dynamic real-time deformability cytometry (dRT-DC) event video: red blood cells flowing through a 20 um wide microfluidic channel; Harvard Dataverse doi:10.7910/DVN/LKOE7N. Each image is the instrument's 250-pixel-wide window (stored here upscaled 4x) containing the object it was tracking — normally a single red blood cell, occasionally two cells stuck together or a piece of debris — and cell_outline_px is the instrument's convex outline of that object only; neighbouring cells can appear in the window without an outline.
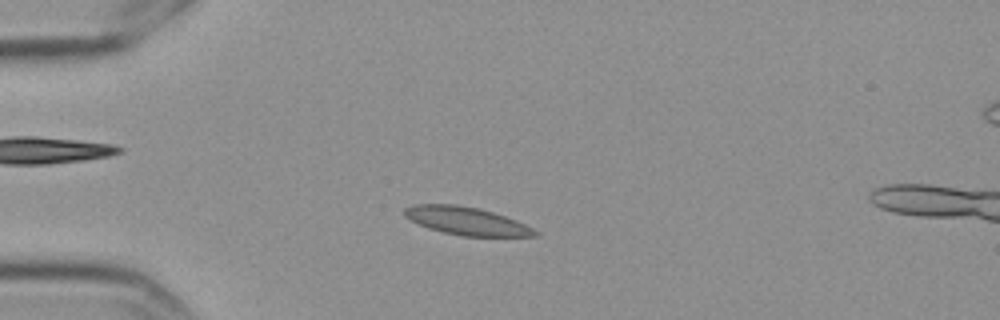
{"species": "Egyptian fruit bat (a non-hibernating species)", "species_latin": "Rousettus aegyptiacus", "temperature_condition": "cold", "stored_images_in_passage": 4, "camera_frame_rate_fps": 3000, "um_per_image_px": 0.085, "frame": {"image": 1, "passage_image": 2, "time_ms": 0.333, "image_size_px": [1000, 320], "cell_outline_px": [[540, 236], [464, 236], [444, 232], [428, 228], [404, 216], [404, 208], [412, 204], [456, 204], [480, 208], [516, 220], [540, 232]], "centroid_in_image_um": [39.66, 18.77], "position_along_channel_um": 45.3, "area_um2": 21.15}}
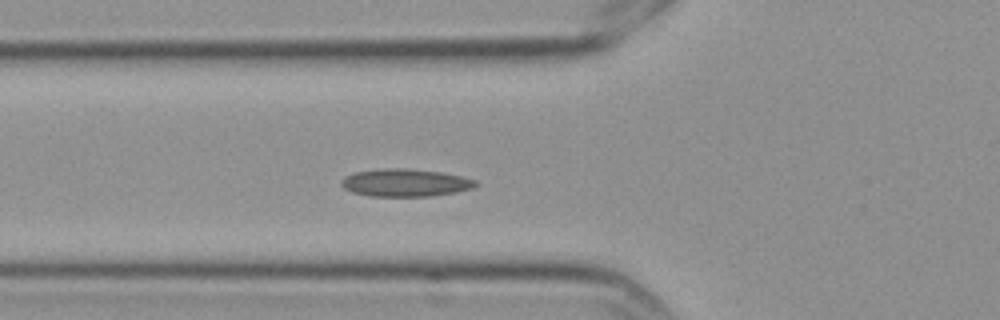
{"frame": {"image": 2, "passage_image": 4, "time_ms": 1.0, "image_size_px": [1000, 320], "cell_outline_px": [[480, 184], [472, 188], [456, 192], [428, 196], [372, 196], [352, 192], [344, 188], [340, 184], [340, 180], [344, 176], [352, 172], [384, 168], [404, 168], [440, 172], [460, 176], [476, 180]], "centroid_in_image_um": [34.41, 15.52], "position_along_channel_um": 91.4, "area_um2": 21.68}}